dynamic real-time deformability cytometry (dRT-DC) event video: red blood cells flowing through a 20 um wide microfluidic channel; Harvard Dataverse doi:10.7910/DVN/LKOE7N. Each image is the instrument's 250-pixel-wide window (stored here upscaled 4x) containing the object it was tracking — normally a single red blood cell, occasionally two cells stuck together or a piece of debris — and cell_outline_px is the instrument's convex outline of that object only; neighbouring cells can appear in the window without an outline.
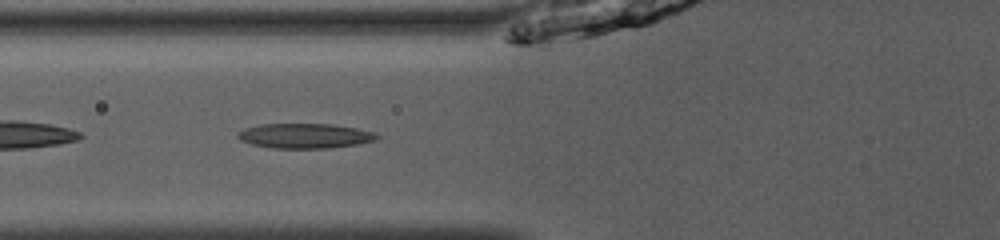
{"species": "common noctule bat (a hibernating species)", "species_latin": "Nyctalus noctula", "temperature_condition": "room temperature", "stored_images_in_passage": 34, "camera_frame_rate_fps": 3000, "um_per_image_px": 0.085, "animal": {"sex": "male", "body_mass_g": 13.0, "forearm_length_mm": 53.1}, "frame": {"image": 1, "passage_image": 4, "time_ms": 1.0, "image_size_px": [1000, 240], "cell_outline_px": [[380, 136], [376, 140], [356, 144], [328, 148], [272, 148], [252, 144], [240, 140], [236, 136], [236, 132], [244, 128], [260, 124], [332, 124], [356, 128], [372, 132]], "centroid_in_image_um": [25.86, 11.54], "position_along_channel_um": 99.9, "area_um2": 20.11}}
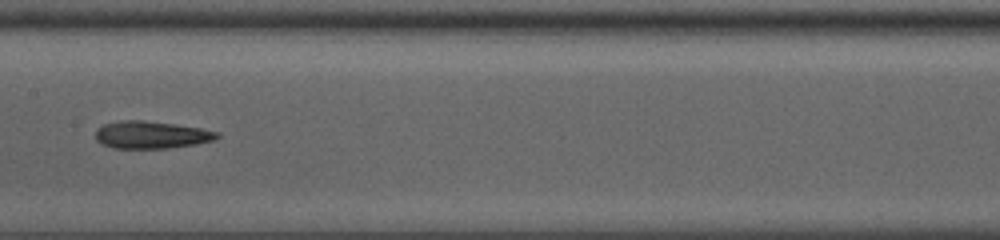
{"frame": {"image": 2, "passage_image": 11, "time_ms": 3.333, "image_size_px": [1000, 240], "cell_outline_px": [[220, 136], [216, 140], [196, 144], [168, 148], [112, 148], [100, 144], [96, 140], [96, 128], [104, 124], [120, 120], [144, 120], [200, 128], [220, 132]], "centroid_in_image_um": [12.85, 11.46], "position_along_channel_um": 194.6, "area_um2": 19.54}}
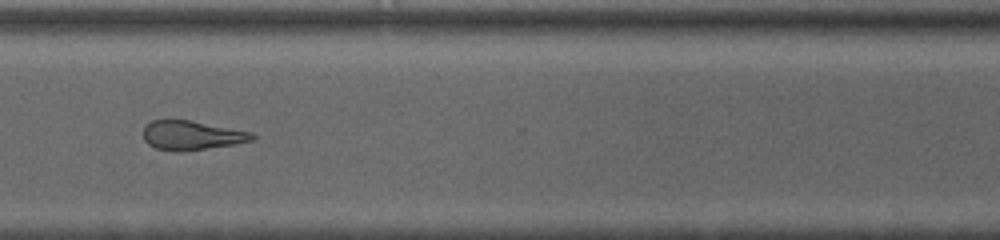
{"frame": {"image": 3, "passage_image": 23, "time_ms": 7.333, "image_size_px": [1000, 240], "cell_outline_px": [[256, 136], [252, 140], [236, 144], [184, 152], [172, 152], [156, 148], [148, 144], [144, 140], [144, 128], [152, 120], [188, 120], [252, 132]], "centroid_in_image_um": [16.29, 11.53], "position_along_channel_um": 354.3, "area_um2": 18.55}, "authors_computed_cell_mechanics": {"area_um2": 19.363, "velocity_mm_per_s": 4.0119, "shape_relaxation_time_tau1_ms": 4.4398, "shape_relaxation_time_tau2_ms": 3.048, "deformation_change_tau1": 0.1447, "deformation_change_tau2": 0.1373}}